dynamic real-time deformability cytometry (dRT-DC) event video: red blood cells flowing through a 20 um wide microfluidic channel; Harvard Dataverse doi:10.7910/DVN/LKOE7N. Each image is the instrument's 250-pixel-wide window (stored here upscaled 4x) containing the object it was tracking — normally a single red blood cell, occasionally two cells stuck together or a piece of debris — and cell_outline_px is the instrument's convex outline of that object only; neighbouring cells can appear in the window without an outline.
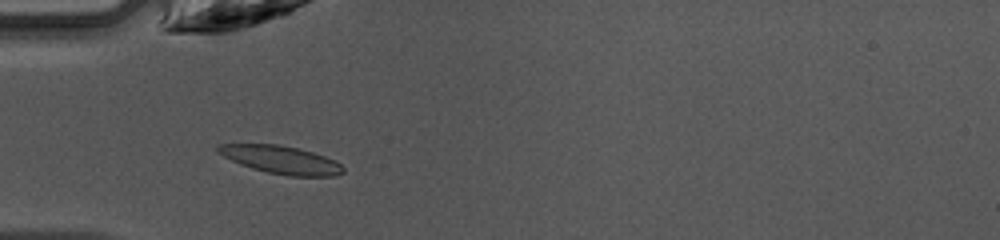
{"species": "common noctule bat (a hibernating species)", "species_latin": "Nyctalus noctula", "temperature_condition": "warm", "stored_images_in_passage": 37, "camera_frame_rate_fps": 3000, "um_per_image_px": 0.085, "animal": {"sex": "female", "body_mass_g": 10.0, "forearm_length_mm": 53.1}, "frame": {"image": 1, "passage_image": 5, "time_ms": 1.333, "image_size_px": [1000, 240], "cell_outline_px": [[344, 172], [332, 176], [288, 176], [268, 172], [252, 168], [240, 164], [216, 152], [216, 144], [280, 144], [312, 152], [336, 160], [344, 168]], "centroid_in_image_um": [23.88, 13.57], "position_along_channel_um": 61.1, "area_um2": 20.29}}
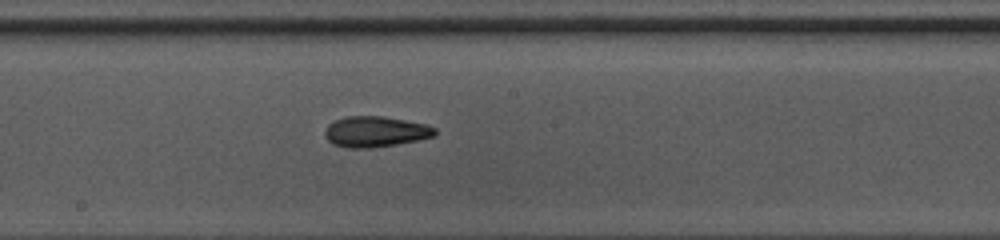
{"frame": {"image": 2, "passage_image": 16, "time_ms": 5.0, "image_size_px": [1000, 240], "cell_outline_px": [[436, 136], [396, 144], [372, 148], [348, 148], [332, 144], [324, 136], [324, 132], [328, 124], [344, 116], [384, 116], [428, 124], [436, 128]], "centroid_in_image_um": [31.91, 11.19], "position_along_channel_um": 216.3, "area_um2": 19.88}}
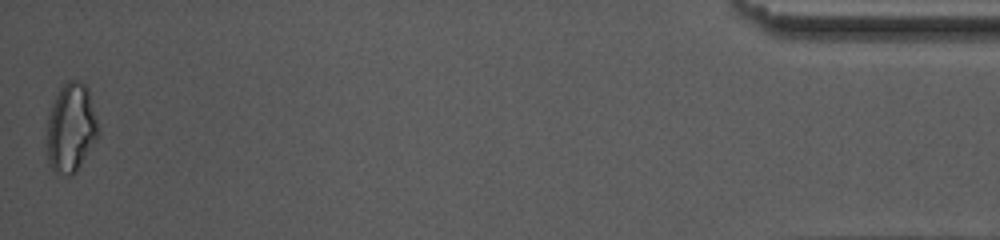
{"frame": {"image": 3, "passage_image": 37, "time_ms": 12.0, "image_size_px": [1000, 240], "cell_outline_px": [[100, 132], [96, 140], [76, 172], [68, 176], [56, 172], [48, 164], [48, 116], [52, 104], [60, 88], [68, 80], [80, 80], [88, 88], [96, 116]], "centroid_in_image_um": [6.05, 10.86], "position_along_channel_um": 429.1, "area_um2": 26.47}, "authors_computed_cell_mechanics": {"area_um2": 19.7098, "velocity_mm_per_s": 4.2715, "shape_relaxation_time_tau1_ms": 7.7893, "shape_relaxation_time_tau2_ms": 2.746, "deformation_change_tau1": 0.1905, "deformation_change_tau2": 0.0995}}